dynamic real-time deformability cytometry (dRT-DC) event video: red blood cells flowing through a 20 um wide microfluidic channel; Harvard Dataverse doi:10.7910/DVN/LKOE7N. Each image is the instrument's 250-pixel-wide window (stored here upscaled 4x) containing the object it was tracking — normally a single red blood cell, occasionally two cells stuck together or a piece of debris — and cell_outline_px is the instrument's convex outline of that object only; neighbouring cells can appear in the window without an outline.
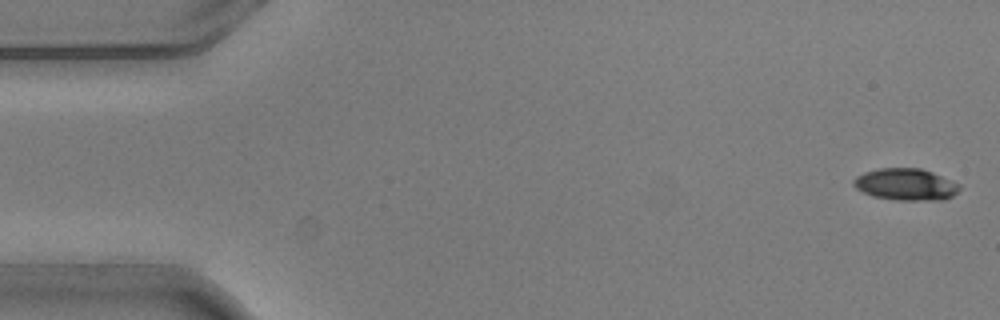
{"species": "common noctule bat (a hibernating species)", "species_latin": "Nyctalus noctula", "temperature_condition": "warm", "stored_images_in_passage": 6, "segment_of_instrument_passage": [1, 2], "camera_frame_rate_fps": 3000, "um_per_image_px": 0.085, "animal": {"sex": "male", "body_mass_g": 20.5, "forearm_length_mm": 52.5}, "frame": {"image": 1, "passage_image": 1, "time_ms": 0.0, "image_size_px": [1000, 320], "cell_outline_px": [[960, 188], [952, 196], [944, 200], [896, 200], [872, 196], [856, 188], [852, 184], [852, 180], [856, 176], [864, 172], [880, 168], [920, 168], [932, 172], [960, 184]], "centroid_in_image_um": [76.97, 15.67], "position_along_channel_um": 8.0, "area_um2": 19.65}}
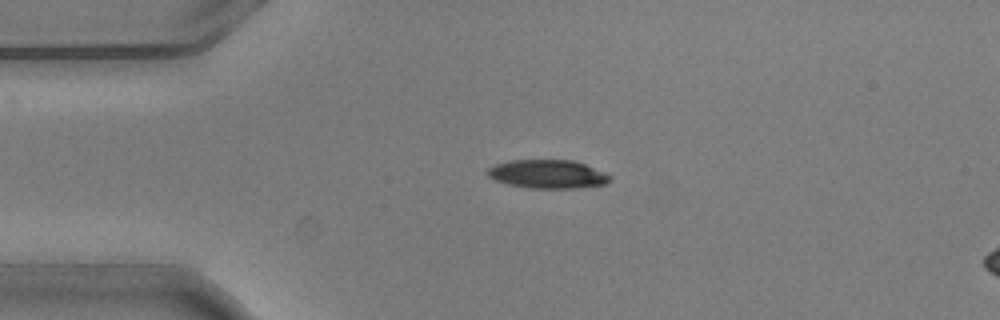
{"frame": {"image": 2, "passage_image": 4, "time_ms": 1.0, "image_size_px": [1000, 320], "cell_outline_px": [[612, 176], [604, 184], [576, 188], [532, 188], [508, 184], [496, 180], [488, 176], [484, 172], [488, 168], [496, 164], [512, 160], [572, 160], [584, 164], [604, 172]], "centroid_in_image_um": [46.52, 14.79], "position_along_channel_um": 38.5, "area_um2": 20.17}}